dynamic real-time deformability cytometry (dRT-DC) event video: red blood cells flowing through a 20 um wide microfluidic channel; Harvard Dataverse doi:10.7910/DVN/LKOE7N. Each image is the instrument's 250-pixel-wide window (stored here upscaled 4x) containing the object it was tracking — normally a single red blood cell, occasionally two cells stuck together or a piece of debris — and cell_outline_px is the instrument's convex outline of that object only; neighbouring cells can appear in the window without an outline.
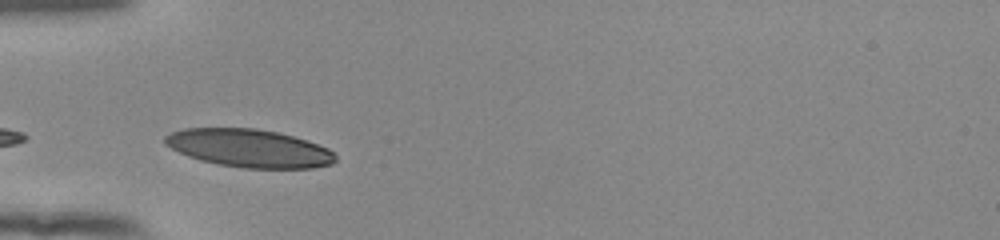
{"species": "human", "species_latin": "Homo sapiens", "temperature_condition": "room temperature", "stored_images_in_passage": 13, "camera_frame_rate_fps": 3000, "um_per_image_px": 0.085, "donor": {"sex": "female"}, "frame": {"image": 1, "passage_image": 1, "time_ms": 0.0, "image_size_px": [1000, 240], "cell_outline_px": [[336, 160], [332, 164], [312, 168], [244, 168], [216, 164], [200, 160], [188, 156], [164, 144], [164, 136], [172, 132], [184, 128], [256, 128], [280, 132], [328, 148], [336, 156]], "centroid_in_image_um": [21.16, 12.6], "position_along_channel_um": 63.8, "area_um2": 37.74}}
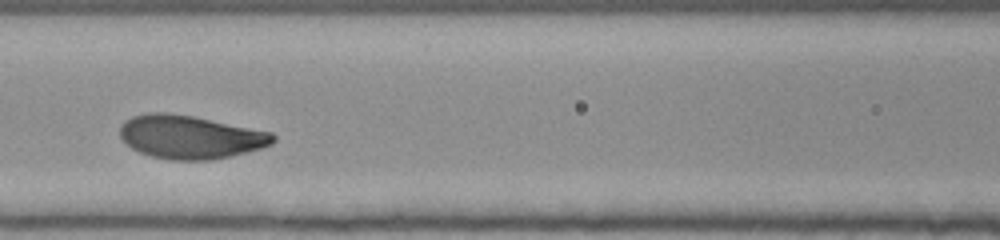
{"frame": {"image": 2, "passage_image": 8, "time_ms": 2.333, "image_size_px": [1000, 240], "cell_outline_px": [[276, 140], [272, 144], [260, 148], [212, 160], [172, 160], [152, 156], [140, 152], [132, 148], [120, 136], [120, 124], [124, 120], [132, 116], [148, 112], [164, 112], [192, 116], [272, 132], [276, 136]], "centroid_in_image_um": [16.15, 11.63], "position_along_channel_um": 150.5, "area_um2": 38.49}}
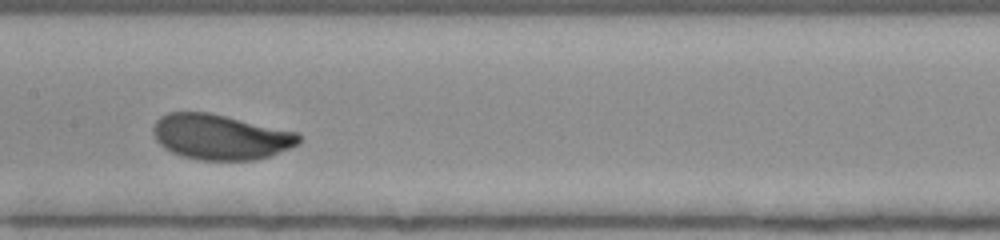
{"frame": {"image": 3, "passage_image": 11, "time_ms": 3.333, "image_size_px": [1000, 240], "cell_outline_px": [[300, 140], [296, 144], [272, 156], [256, 160], [200, 160], [180, 156], [164, 148], [156, 140], [152, 132], [152, 128], [156, 120], [160, 116], [168, 112], [208, 112], [296, 132], [300, 136]], "centroid_in_image_um": [18.68, 11.64], "position_along_channel_um": 188.7, "area_um2": 38.38}}